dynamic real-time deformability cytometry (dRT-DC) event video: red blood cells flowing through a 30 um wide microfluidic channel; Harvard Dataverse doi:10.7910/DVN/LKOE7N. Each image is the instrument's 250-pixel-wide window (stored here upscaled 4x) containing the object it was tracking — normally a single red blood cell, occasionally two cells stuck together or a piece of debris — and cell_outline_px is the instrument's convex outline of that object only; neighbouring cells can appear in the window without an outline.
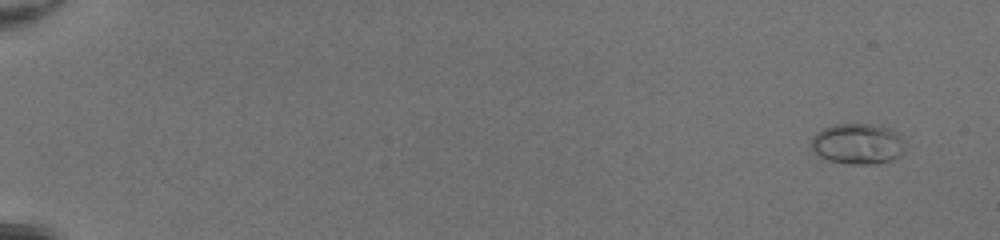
{"species": "common noctule bat (a hibernating species)", "species_latin": "Nyctalus noctula", "temperature_condition": "room temperature", "stored_images_in_passage": 51, "camera_frame_rate_fps": 3000, "um_per_image_px": 0.085, "animal": {"sex": "female", "body_mass_g": 20.0, "forearm_length_mm": 54.0}, "frame": {"image": 1, "passage_image": 3, "time_ms": 0.667, "image_size_px": [1000, 240], "cell_outline_px": [[904, 152], [900, 156], [892, 160], [876, 164], [852, 164], [828, 160], [820, 156], [812, 148], [812, 136], [816, 132], [824, 128], [836, 124], [880, 124], [896, 132], [904, 140]], "centroid_in_image_um": [72.94, 12.22], "position_along_channel_um": 12.1, "area_um2": 22.37}}
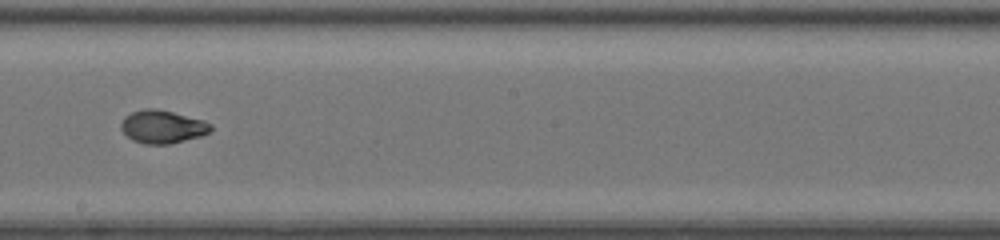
{"frame": {"image": 2, "passage_image": 32, "time_ms": 10.333, "image_size_px": [1000, 240], "cell_outline_px": [[212, 128], [208, 132], [200, 136], [168, 144], [144, 144], [132, 140], [120, 128], [120, 124], [124, 116], [132, 112], [144, 108], [156, 108], [204, 120], [212, 124]], "centroid_in_image_um": [13.78, 10.76], "position_along_channel_um": 234.4, "area_um2": 17.22}}
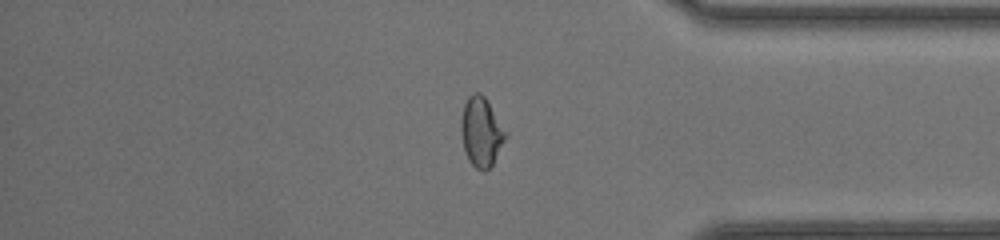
{"frame": {"image": 3, "passage_image": 44, "time_ms": 14.333, "image_size_px": [1000, 240], "cell_outline_px": [[508, 136], [492, 164], [484, 172], [480, 172], [468, 160], [464, 148], [460, 128], [460, 120], [464, 104], [468, 96], [472, 92], [480, 92], [484, 96], [508, 132]], "centroid_in_image_um": [40.91, 11.2], "position_along_channel_um": 394.3, "area_um2": 18.21}, "authors_computed_cell_mechanics": {"area_um2": 17.5134, "velocity_mm_per_s": 4.2876, "shape_relaxation_time_tau1_ms": 3.029, "shape_relaxation_time_tau2_ms": 1.3369, "deformation_change_tau1": 0.187, "deformation_change_tau2": 0.046}}